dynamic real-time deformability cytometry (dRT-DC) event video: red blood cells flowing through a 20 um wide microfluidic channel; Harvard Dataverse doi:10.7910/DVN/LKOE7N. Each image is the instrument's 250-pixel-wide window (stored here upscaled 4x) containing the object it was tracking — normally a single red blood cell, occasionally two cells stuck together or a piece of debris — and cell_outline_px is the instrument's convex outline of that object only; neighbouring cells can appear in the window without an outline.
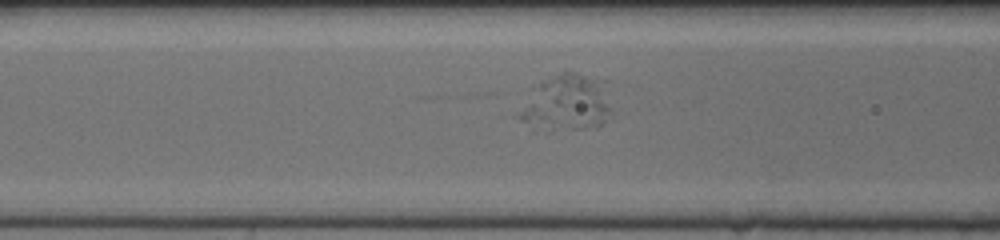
{"species": "human", "species_latin": "Homo sapiens", "temperature_condition": "cold", "stored_images_in_passage": 46, "camera_frame_rate_fps": 3000, "um_per_image_px": 0.085, "donor": {"sex": "female"}, "frame": {"image": 1, "passage_image": 14, "time_ms": 4.333, "image_size_px": [1000, 240], "cell_outline_px": [[612, 112], [604, 124], [596, 128], [548, 132], [532, 132], [520, 120], [520, 112], [528, 88], [560, 72], [572, 72], [608, 80]], "centroid_in_image_um": [48.17, 8.8], "position_along_channel_um": 118.4, "area_um2": 32.31}}
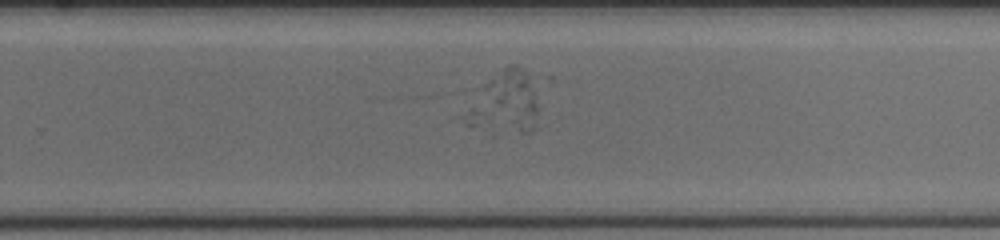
{"frame": {"image": 2, "passage_image": 27, "time_ms": 8.667, "image_size_px": [1000, 240], "cell_outline_px": [[536, 128], [532, 132], [520, 132], [484, 88], [484, 84], [488, 80], [508, 64], [516, 64], [524, 68], [532, 76], [536, 104]], "centroid_in_image_um": [43.76, 8.16], "position_along_channel_um": 286.0, "area_um2": 16.76}}
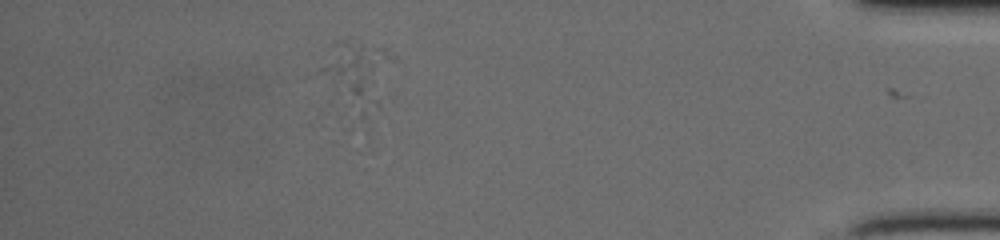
{"frame": {"image": 3, "passage_image": 40, "time_ms": 13.0, "image_size_px": [1000, 240], "cell_outline_px": [[380, 108], [372, 108], [304, 76], [332, 44], [336, 40], [340, 40], [368, 52], [372, 64], [380, 104]], "centroid_in_image_um": [29.51, 6.22], "position_along_channel_um": 405.7, "area_um2": 21.1}}